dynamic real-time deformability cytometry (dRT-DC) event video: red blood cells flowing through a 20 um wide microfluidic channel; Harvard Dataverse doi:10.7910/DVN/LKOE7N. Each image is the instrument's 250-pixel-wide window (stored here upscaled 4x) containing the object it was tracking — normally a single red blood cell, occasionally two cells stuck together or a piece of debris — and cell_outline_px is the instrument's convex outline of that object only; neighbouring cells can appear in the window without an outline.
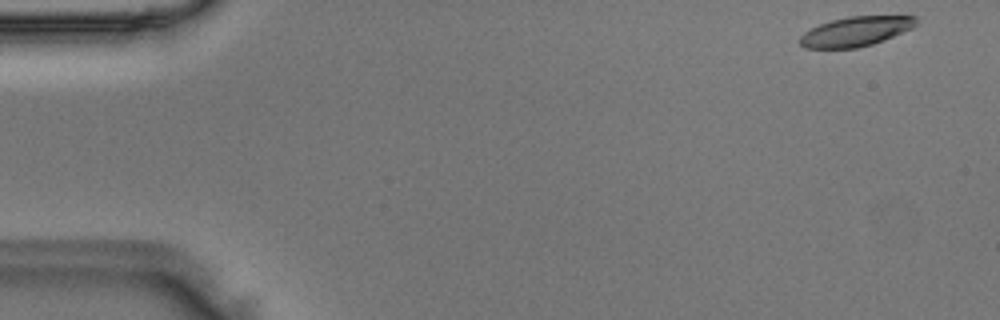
{"species": "Egyptian fruit bat (a non-hibernating species)", "species_latin": "Rousettus aegyptiacus", "temperature_condition": "room temperature", "stored_images_in_passage": 49, "camera_frame_rate_fps": 3000, "um_per_image_px": 0.085, "animal": {"sex": "male"}, "frame": {"image": 1, "passage_image": 1, "time_ms": 0.0, "image_size_px": [1000, 320], "cell_outline_px": [[916, 24], [912, 28], [884, 40], [872, 44], [856, 48], [804, 48], [800, 44], [800, 36], [804, 32], [820, 24], [832, 20], [848, 16], [916, 16]], "centroid_in_image_um": [72.72, 2.67], "position_along_channel_um": 12.3, "area_um2": 19.88}}
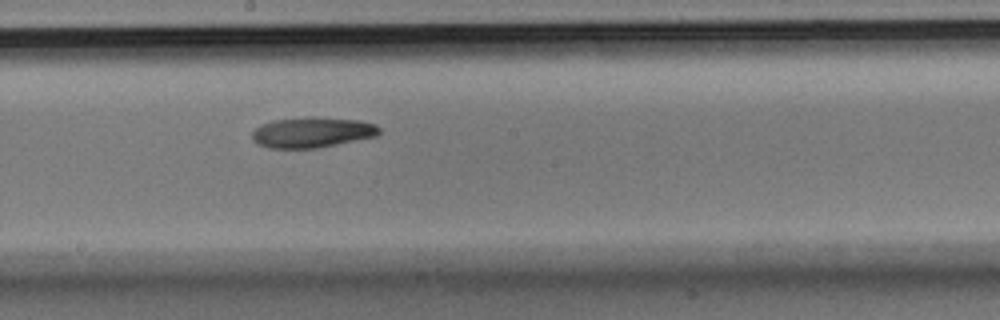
{"frame": {"image": 2, "passage_image": 26, "time_ms": 8.333, "image_size_px": [1000, 320], "cell_outline_px": [[380, 132], [376, 136], [316, 148], [268, 148], [256, 144], [252, 140], [252, 132], [260, 124], [272, 120], [304, 116], [316, 116], [360, 120], [376, 124], [380, 128]], "centroid_in_image_um": [26.5, 11.23], "position_along_channel_um": 221.7, "area_um2": 22.95}}
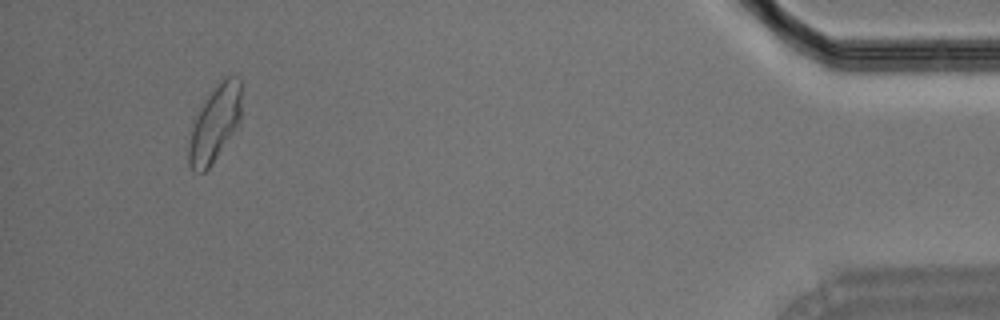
{"frame": {"image": 3, "passage_image": 46, "time_ms": 15.0, "image_size_px": [1000, 320], "cell_outline_px": [[240, 124], [212, 164], [204, 172], [192, 172], [188, 164], [188, 148], [192, 120], [204, 100], [228, 76], [240, 76]], "centroid_in_image_um": [18.23, 10.57], "position_along_channel_um": 417.0, "area_um2": 23.35}}